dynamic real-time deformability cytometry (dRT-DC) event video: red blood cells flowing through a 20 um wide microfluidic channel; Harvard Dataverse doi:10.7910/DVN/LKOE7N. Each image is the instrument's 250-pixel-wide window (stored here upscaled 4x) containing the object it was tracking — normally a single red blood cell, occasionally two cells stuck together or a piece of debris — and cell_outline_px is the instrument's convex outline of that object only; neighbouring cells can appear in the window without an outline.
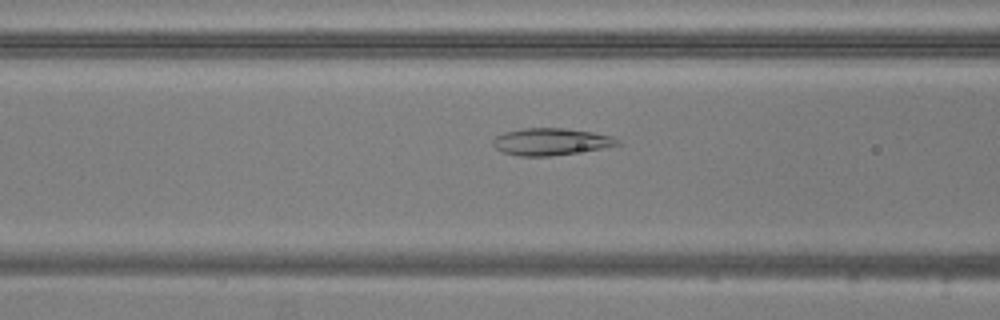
{"species": "common noctule bat (a hibernating species)", "species_latin": "Nyctalus noctula", "temperature_condition": "warm", "stored_images_in_passage": 53, "camera_frame_rate_fps": 3000, "um_per_image_px": 0.085, "animal": {"sex": "male", "body_mass_g": 20.5, "forearm_length_mm": 52.5}, "frame": {"image": 1, "passage_image": 20, "time_ms": 6.333, "image_size_px": [1000, 320], "cell_outline_px": [[624, 144], [552, 156], [520, 156], [504, 152], [496, 148], [492, 144], [492, 140], [496, 136], [504, 132], [524, 128], [564, 128], [592, 132], [612, 136], [620, 140]], "centroid_in_image_um": [46.83, 12.04], "position_along_channel_um": 119.8, "area_um2": 19.54}}
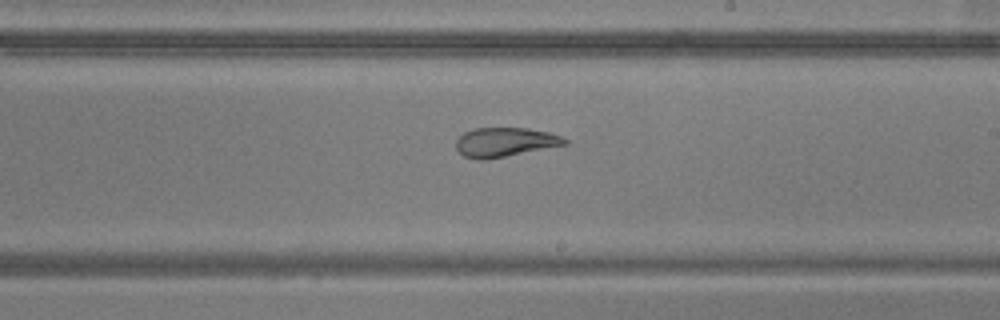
{"frame": {"image": 2, "passage_image": 30, "time_ms": 9.667, "image_size_px": [1000, 320], "cell_outline_px": [[568, 144], [484, 160], [480, 160], [464, 156], [456, 148], [456, 140], [464, 132], [472, 128], [528, 128], [548, 132], [560, 136], [568, 140]], "centroid_in_image_um": [42.9, 12.07], "position_along_channel_um": 246.1, "area_um2": 18.38}}
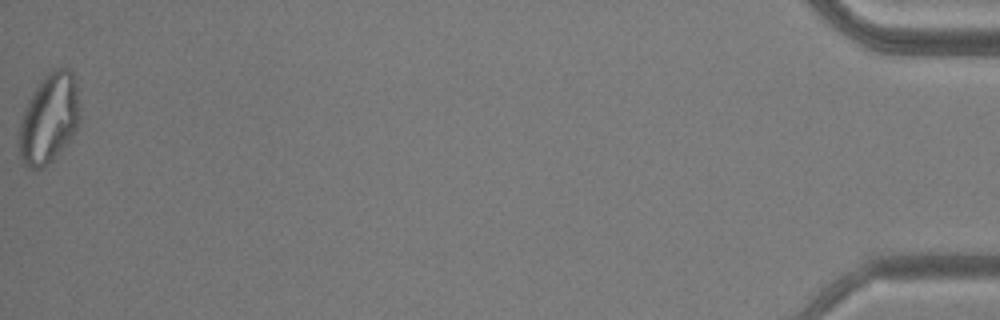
{"frame": {"image": 3, "passage_image": 53, "time_ms": 17.333, "image_size_px": [1000, 320], "cell_outline_px": [[80, 120], [72, 136], [52, 160], [44, 168], [28, 168], [20, 160], [16, 140], [20, 120], [24, 108], [28, 100], [40, 80], [48, 68], [68, 68], [72, 72], [76, 88], [80, 108]], "centroid_in_image_um": [4.12, 10.07], "position_along_channel_um": 431.1, "area_um2": 32.37}, "authors_computed_cell_mechanics": {"area_um2": 24.3338, "velocity_mm_per_s": 3.7897, "shape_relaxation_time_tau1_ms": null, "shape_relaxation_time_tau2_ms": 2.2858, "deformation_change_tau1": null, "deformation_change_tau2": 0.0768}}